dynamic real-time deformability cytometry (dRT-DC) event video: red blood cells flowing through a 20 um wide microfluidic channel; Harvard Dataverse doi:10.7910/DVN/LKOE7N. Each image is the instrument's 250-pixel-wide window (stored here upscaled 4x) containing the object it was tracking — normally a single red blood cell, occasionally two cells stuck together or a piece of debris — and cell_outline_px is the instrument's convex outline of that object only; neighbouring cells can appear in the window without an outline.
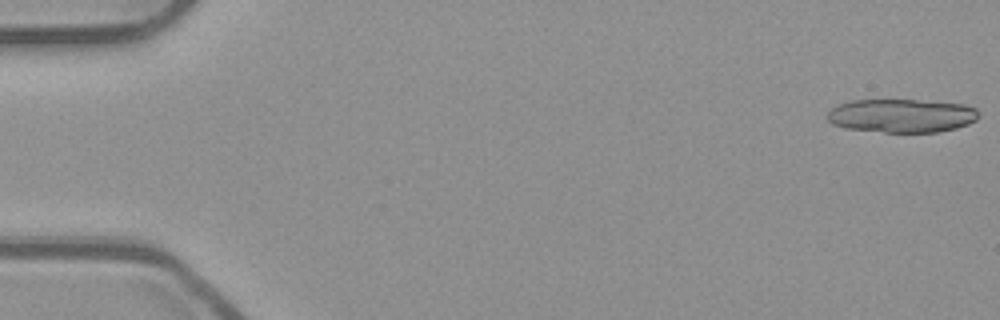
{"species": "common noctule bat (a hibernating species)", "species_latin": "Nyctalus noctula", "temperature_condition": "room temperature", "stored_images_in_passage": 12, "camera_frame_rate_fps": 3000, "um_per_image_px": 0.085, "animal": {"sex": "male", "body_mass_g": 23.1, "forearm_length_mm": 52.7}, "frame": {"image": 1, "passage_image": 1, "time_ms": 0.0, "image_size_px": [1000, 320], "cell_outline_px": [[976, 120], [968, 124], [956, 128], [940, 132], [884, 132], [844, 128], [832, 124], [828, 120], [828, 112], [832, 108], [840, 104], [852, 100], [916, 100], [964, 104], [976, 108]], "centroid_in_image_um": [76.62, 9.84], "position_along_channel_um": 8.4, "area_um2": 29.48}}